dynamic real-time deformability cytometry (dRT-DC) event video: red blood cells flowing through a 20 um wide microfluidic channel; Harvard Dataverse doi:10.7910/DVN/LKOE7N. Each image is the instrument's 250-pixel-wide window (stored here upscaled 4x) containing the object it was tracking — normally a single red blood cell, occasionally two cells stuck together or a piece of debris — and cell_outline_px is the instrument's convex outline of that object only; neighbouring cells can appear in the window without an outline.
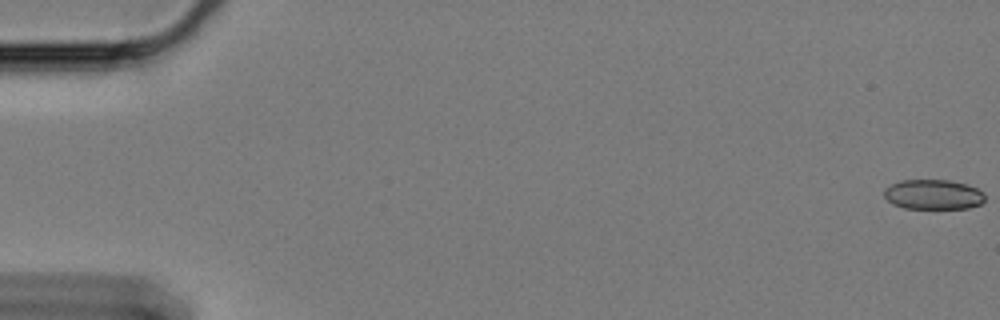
{"species": "Egyptian fruit bat (a non-hibernating species)", "species_latin": "Rousettus aegyptiacus", "temperature_condition": "cold", "stored_images_in_passage": 20, "camera_frame_rate_fps": 3000, "um_per_image_px": 0.085, "animal": {"sex": "female"}, "frame": {"image": 1, "passage_image": 1, "time_ms": 0.0, "image_size_px": [1000, 320], "cell_outline_px": [[984, 200], [980, 204], [968, 208], [904, 208], [892, 204], [884, 196], [884, 188], [900, 180], [948, 180], [968, 184], [984, 192]], "centroid_in_image_um": [79.32, 16.52], "position_along_channel_um": 5.7, "area_um2": 17.57}}
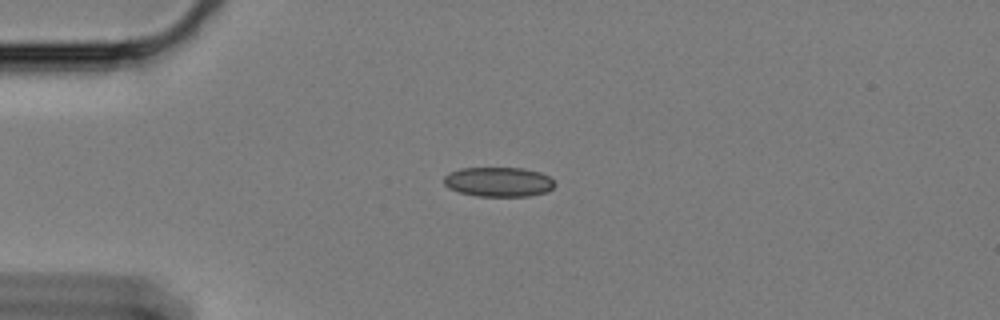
{"frame": {"image": 2, "passage_image": 16, "time_ms": 5.0, "image_size_px": [1000, 320], "cell_outline_px": [[556, 184], [548, 192], [528, 196], [476, 196], [460, 192], [448, 188], [444, 184], [444, 176], [448, 172], [460, 168], [524, 168], [540, 172], [548, 176]], "centroid_in_image_um": [42.37, 15.46], "position_along_channel_um": 42.6, "area_um2": 19.25}}